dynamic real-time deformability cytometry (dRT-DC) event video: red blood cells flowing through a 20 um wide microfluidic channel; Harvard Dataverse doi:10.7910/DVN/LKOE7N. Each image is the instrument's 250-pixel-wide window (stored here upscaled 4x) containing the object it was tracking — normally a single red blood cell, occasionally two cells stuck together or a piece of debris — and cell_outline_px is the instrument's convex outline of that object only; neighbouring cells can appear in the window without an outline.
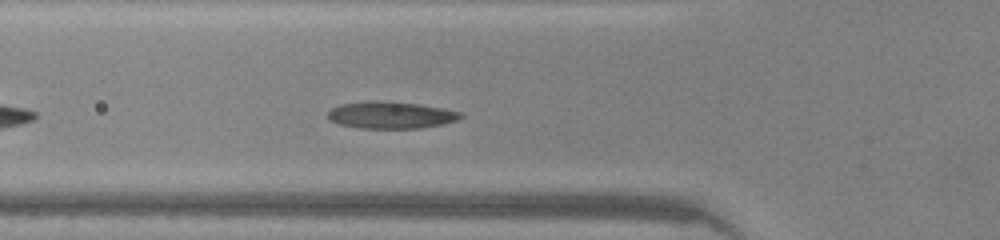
{"species": "common noctule bat (a hibernating species)", "species_latin": "Nyctalus noctula", "temperature_condition": "warm", "stored_images_in_passage": 36, "camera_frame_rate_fps": 3000, "um_per_image_px": 0.085, "animal": {"sex": "male", "body_mass_g": 20.0, "forearm_length_mm": 53.3}, "frame": {"image": 1, "passage_image": 6, "time_ms": 1.667, "image_size_px": [1000, 240], "cell_outline_px": [[464, 116], [456, 120], [444, 124], [420, 128], [360, 128], [340, 124], [328, 120], [328, 112], [332, 108], [340, 104], [372, 100], [380, 100], [416, 104], [440, 108], [460, 112]], "centroid_in_image_um": [33.18, 9.78], "position_along_channel_um": 92.6, "area_um2": 20.75}}
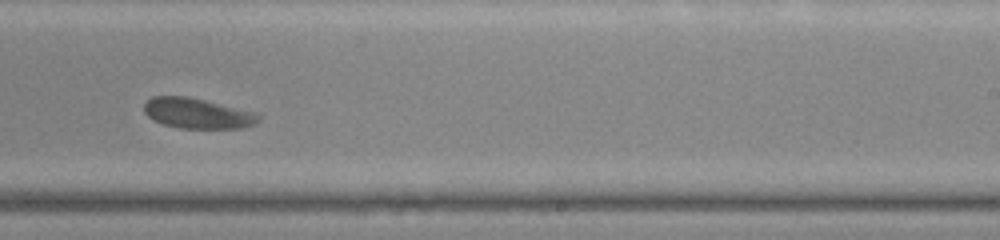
{"frame": {"image": 2, "passage_image": 19, "time_ms": 6.0, "image_size_px": [1000, 240], "cell_outline_px": [[260, 120], [252, 124], [240, 128], [180, 128], [164, 124], [148, 116], [144, 112], [144, 104], [152, 96], [184, 96], [204, 100], [252, 112], [260, 116]], "centroid_in_image_um": [16.73, 9.63], "position_along_channel_um": 272.3, "area_um2": 19.71}}
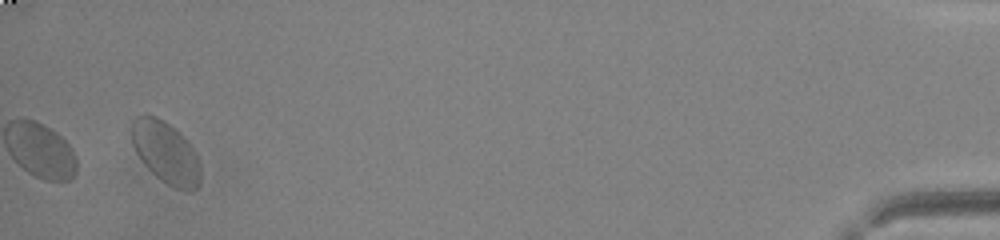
{"frame": {"image": 3, "passage_image": 36, "time_ms": 11.667, "image_size_px": [1000, 240], "cell_outline_px": [[200, 184], [192, 192], [188, 192], [176, 188], [168, 184], [156, 176], [144, 164], [136, 152], [132, 144], [132, 120], [136, 116], [144, 112], [156, 116], [164, 120], [192, 148], [200, 164]], "centroid_in_image_um": [14.06, 12.96], "position_along_channel_um": 421.1, "area_um2": 24.57}, "authors_computed_cell_mechanics": {"area_um2": 20.7502, "velocity_mm_per_s": 4.149, "shape_relaxation_time_tau1_ms": 2.361, "shape_relaxation_time_tau2_ms": null, "deformation_change_tau1": 0.1027, "deformation_change_tau2": null}}